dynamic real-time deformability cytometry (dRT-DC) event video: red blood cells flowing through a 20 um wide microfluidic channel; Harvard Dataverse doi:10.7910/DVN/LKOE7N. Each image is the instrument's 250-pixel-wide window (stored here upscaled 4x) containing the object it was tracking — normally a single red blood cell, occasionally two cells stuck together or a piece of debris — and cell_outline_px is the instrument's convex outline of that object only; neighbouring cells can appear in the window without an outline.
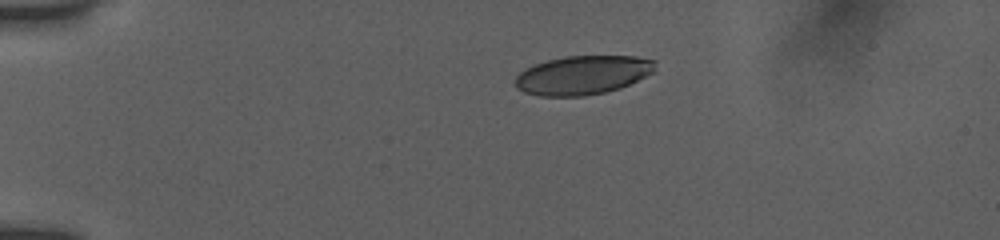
{"species": "human", "species_latin": "Homo sapiens", "temperature_condition": "room temperature", "stored_images_in_passage": 10, "camera_frame_rate_fps": 3000, "um_per_image_px": 0.085, "donor": {"sex": "female"}, "frame": {"image": 1, "passage_image": 1, "time_ms": 0.0, "image_size_px": [1000, 240], "cell_outline_px": [[656, 60], [652, 72], [620, 88], [604, 92], [584, 96], [540, 96], [524, 92], [516, 88], [516, 76], [524, 68], [548, 60], [568, 56], [636, 56]], "centroid_in_image_um": [49.5, 6.38], "position_along_channel_um": 35.5, "area_um2": 31.44}}
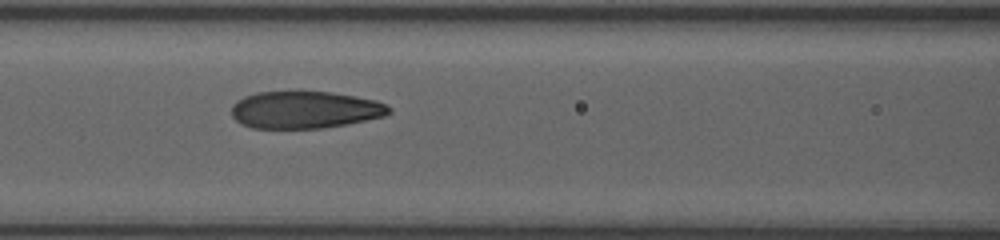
{"frame": {"image": 2, "passage_image": 7, "time_ms": 4.333, "image_size_px": [1000, 240], "cell_outline_px": [[392, 112], [384, 116], [324, 128], [252, 128], [240, 124], [232, 116], [232, 104], [244, 96], [256, 92], [332, 92], [356, 96], [376, 100], [392, 108]], "centroid_in_image_um": [25.9, 9.33], "position_along_channel_um": 140.7, "area_um2": 34.1}}
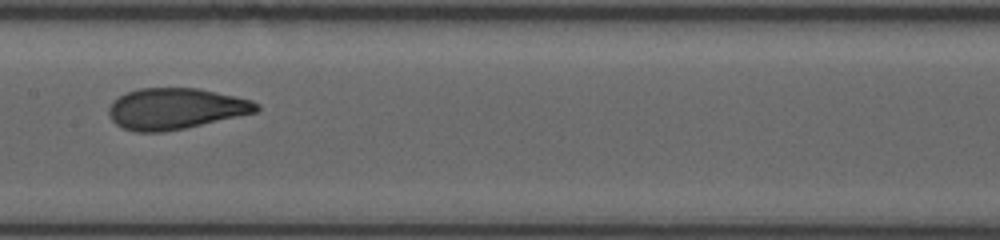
{"frame": {"image": 3, "passage_image": 9, "time_ms": 5.667, "image_size_px": [1000, 240], "cell_outline_px": [[260, 108], [256, 112], [184, 128], [164, 132], [136, 132], [124, 128], [116, 124], [112, 120], [108, 112], [108, 108], [112, 100], [128, 92], [140, 88], [200, 88], [252, 100], [260, 104]], "centroid_in_image_um": [14.91, 9.23], "position_along_channel_um": 192.5, "area_um2": 35.26}}